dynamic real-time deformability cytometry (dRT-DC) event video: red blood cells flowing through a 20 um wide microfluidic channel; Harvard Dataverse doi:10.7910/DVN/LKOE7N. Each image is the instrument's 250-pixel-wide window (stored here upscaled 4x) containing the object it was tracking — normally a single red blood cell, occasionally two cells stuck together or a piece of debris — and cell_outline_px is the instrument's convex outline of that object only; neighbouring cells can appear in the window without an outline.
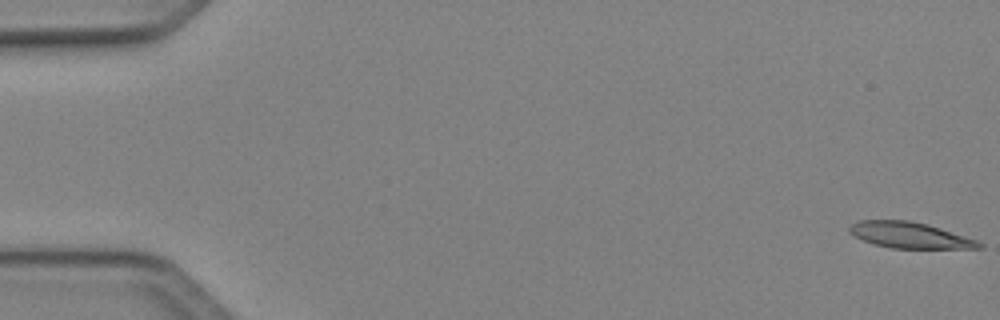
{"species": "Egyptian fruit bat (a non-hibernating species)", "species_latin": "Rousettus aegyptiacus", "temperature_condition": "cold", "stored_images_in_passage": 50, "camera_frame_rate_fps": 3000, "um_per_image_px": 0.085, "animal": {"sex": "female"}, "frame": {"image": 1, "passage_image": 1, "time_ms": 0.0, "image_size_px": [1000, 320], "cell_outline_px": [[984, 248], [892, 248], [876, 244], [864, 240], [848, 232], [848, 228], [852, 224], [860, 220], [908, 220], [940, 228], [976, 240], [984, 244]], "centroid_in_image_um": [77.33, 19.99], "position_along_channel_um": 7.7, "area_um2": 19.25}}
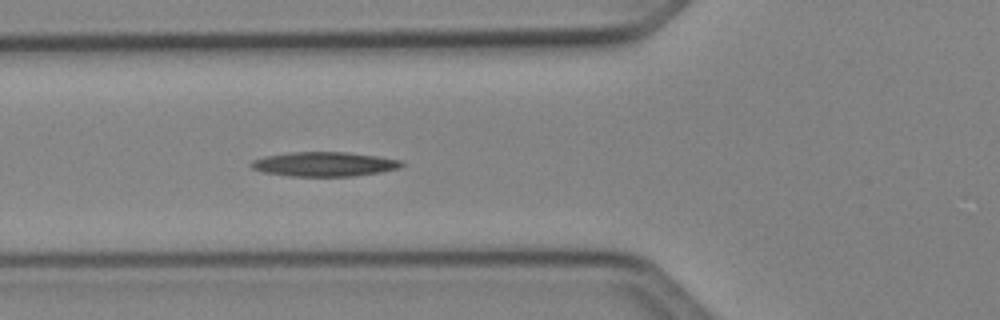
{"frame": {"image": 2, "passage_image": 19, "time_ms": 6.0, "image_size_px": [1000, 320], "cell_outline_px": [[404, 164], [400, 168], [380, 172], [352, 176], [292, 176], [264, 172], [252, 168], [248, 164], [252, 160], [264, 156], [292, 152], [348, 152], [376, 156], [400, 160]], "centroid_in_image_um": [27.54, 13.95], "position_along_channel_um": 98.3, "area_um2": 21.33}}
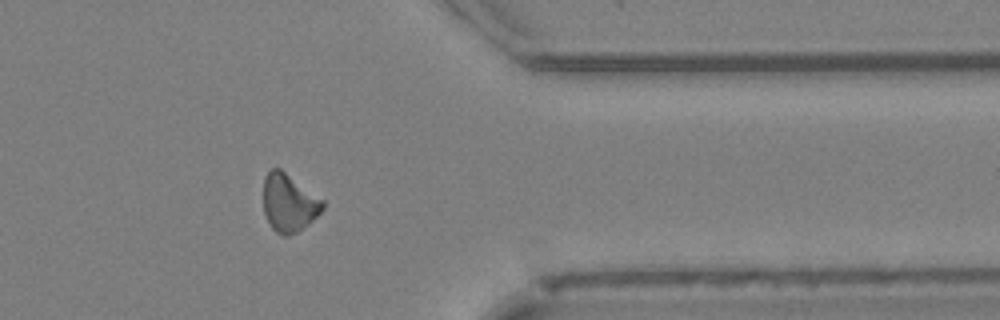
{"frame": {"image": 3, "passage_image": 41, "time_ms": 13.333, "image_size_px": [1000, 320], "cell_outline_px": [[324, 208], [308, 224], [296, 232], [288, 236], [284, 236], [276, 232], [272, 228], [264, 212], [264, 176], [272, 168], [280, 168], [324, 200]], "centroid_in_image_um": [24.56, 17.23], "position_along_channel_um": 386.8, "area_um2": 19.83}}